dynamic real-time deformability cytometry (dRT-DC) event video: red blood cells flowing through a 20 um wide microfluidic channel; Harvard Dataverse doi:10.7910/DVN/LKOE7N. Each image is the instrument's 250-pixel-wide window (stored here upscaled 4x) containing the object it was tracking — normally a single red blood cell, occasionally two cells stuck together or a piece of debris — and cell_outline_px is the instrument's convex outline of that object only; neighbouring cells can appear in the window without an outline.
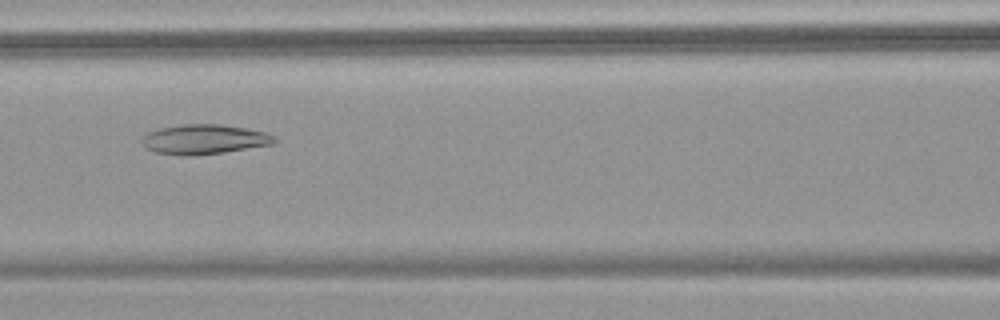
{"species": "common noctule bat (a hibernating species)", "species_latin": "Nyctalus noctula", "temperature_condition": "warm", "stored_images_in_passage": 55, "camera_frame_rate_fps": 3000, "um_per_image_px": 0.085, "animal": {"sex": "female", "body_mass_g": 18.4}, "frame": {"image": 1, "passage_image": 26, "time_ms": 8.333, "image_size_px": [1000, 320], "cell_outline_px": [[276, 140], [272, 144], [224, 152], [184, 156], [156, 152], [144, 148], [140, 140], [148, 132], [160, 128], [180, 124], [220, 124], [248, 128], [264, 132], [276, 136]], "centroid_in_image_um": [17.33, 11.83], "position_along_channel_um": 149.3, "area_um2": 22.95}}
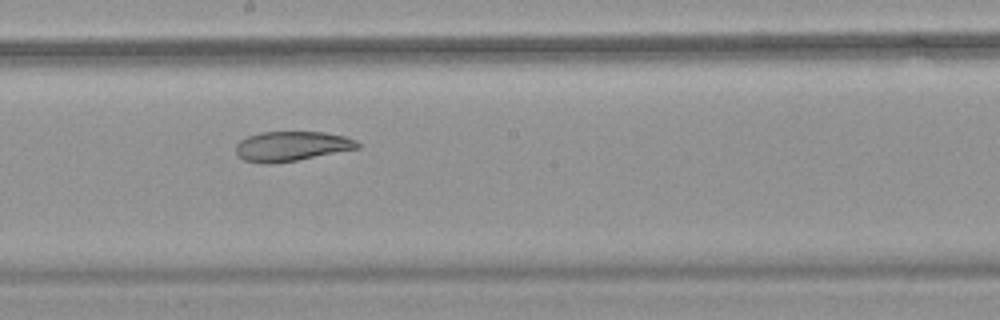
{"frame": {"image": 2, "passage_image": 32, "time_ms": 10.333, "image_size_px": [1000, 320], "cell_outline_px": [[360, 148], [296, 160], [268, 164], [264, 164], [244, 160], [236, 152], [236, 144], [240, 140], [248, 136], [260, 132], [324, 132], [344, 136], [356, 140], [360, 144]], "centroid_in_image_um": [24.78, 12.42], "position_along_channel_um": 223.4, "area_um2": 20.98}}
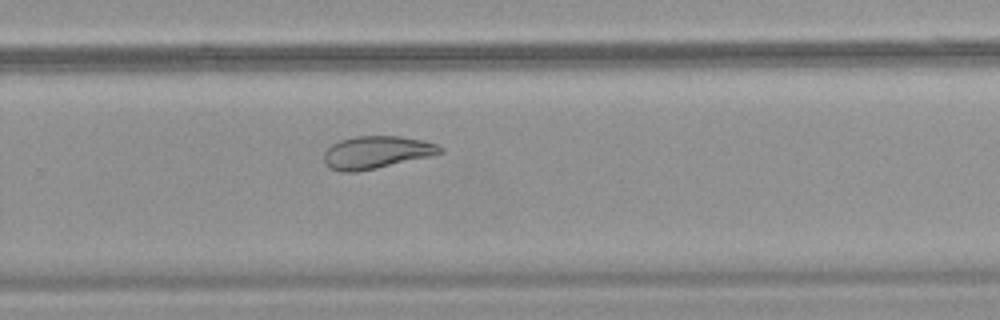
{"frame": {"image": 3, "passage_image": 38, "time_ms": 12.333, "image_size_px": [1000, 320], "cell_outline_px": [[444, 152], [436, 156], [356, 172], [340, 172], [332, 168], [324, 160], [324, 152], [332, 144], [340, 140], [356, 136], [400, 136], [424, 140], [436, 144], [444, 148]], "centroid_in_image_um": [32.08, 12.95], "position_along_channel_um": 297.7, "area_um2": 22.25}, "authors_computed_cell_mechanics": {"area_um2": 29.0156, "velocity_mm_per_s": 3.7333, "shape_relaxation_time_tau1_ms": null, "shape_relaxation_time_tau2_ms": 3.0845, "deformation_change_tau1": null, "deformation_change_tau2": 0.0867}}